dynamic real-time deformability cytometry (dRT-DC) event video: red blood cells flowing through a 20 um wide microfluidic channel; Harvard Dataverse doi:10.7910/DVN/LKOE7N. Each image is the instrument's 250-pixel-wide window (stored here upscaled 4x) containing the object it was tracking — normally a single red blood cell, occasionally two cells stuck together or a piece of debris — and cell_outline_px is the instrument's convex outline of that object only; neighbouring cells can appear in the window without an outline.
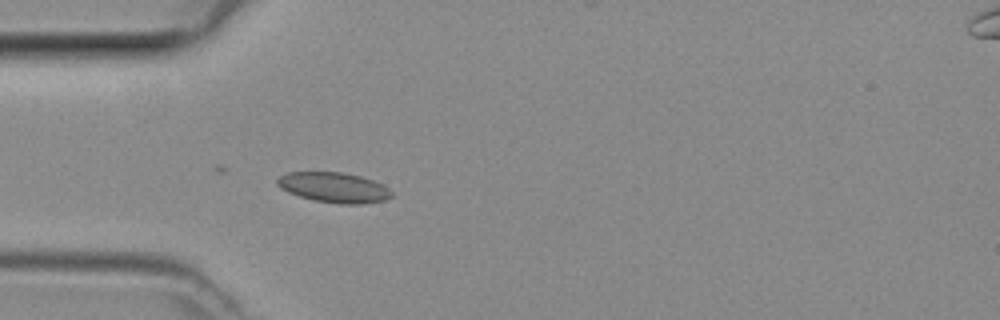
{"species": "common noctule bat (a hibernating species)", "species_latin": "Nyctalus noctula", "temperature_condition": "room temperature", "stored_images_in_passage": 37, "camera_frame_rate_fps": 3000, "um_per_image_px": 0.085, "animal": {"sex": "female", "body_mass_g": 29.2, "forearm_length_mm": 56.3}, "frame": {"image": 1, "passage_image": 3, "time_ms": 0.667, "image_size_px": [1000, 320], "cell_outline_px": [[392, 196], [384, 200], [364, 204], [340, 204], [312, 200], [288, 192], [280, 188], [276, 184], [276, 180], [280, 176], [288, 172], [340, 172], [360, 176], [372, 180], [388, 188], [392, 192]], "centroid_in_image_um": [28.36, 15.94], "position_along_channel_um": 56.6, "area_um2": 20.06}}
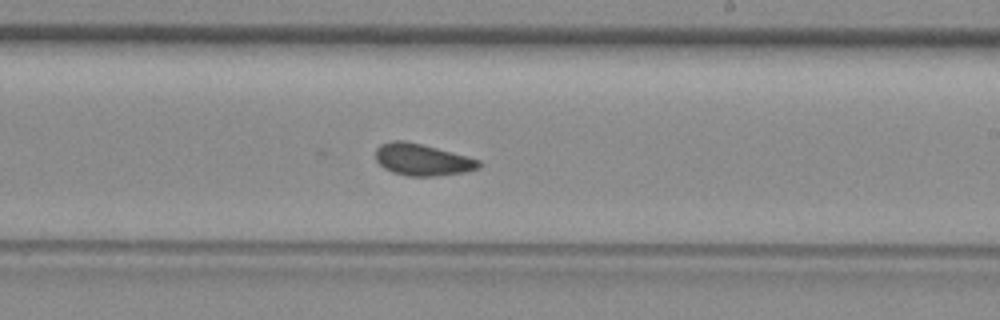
{"frame": {"image": 2, "passage_image": 17, "time_ms": 5.333, "image_size_px": [1000, 320], "cell_outline_px": [[480, 168], [464, 172], [436, 176], [408, 176], [392, 172], [384, 168], [376, 160], [376, 148], [380, 144], [392, 140], [404, 140], [436, 148], [480, 160]], "centroid_in_image_um": [35.86, 13.58], "position_along_channel_um": 253.1, "area_um2": 18.96}}
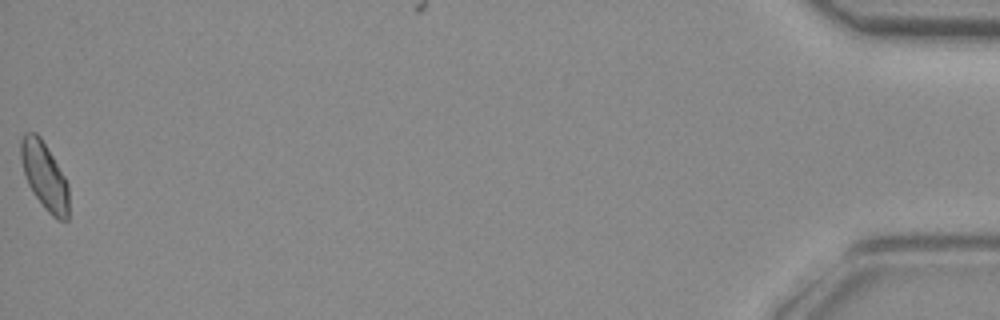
{"frame": {"image": 3, "passage_image": 37, "time_ms": 12.0, "image_size_px": [1000, 320], "cell_outline_px": [[68, 220], [56, 220], [44, 208], [32, 192], [28, 184], [24, 172], [20, 156], [20, 140], [24, 132], [36, 132], [40, 136], [64, 176], [68, 184]], "centroid_in_image_um": [3.77, 14.95], "position_along_channel_um": 431.4, "area_um2": 18.79}}